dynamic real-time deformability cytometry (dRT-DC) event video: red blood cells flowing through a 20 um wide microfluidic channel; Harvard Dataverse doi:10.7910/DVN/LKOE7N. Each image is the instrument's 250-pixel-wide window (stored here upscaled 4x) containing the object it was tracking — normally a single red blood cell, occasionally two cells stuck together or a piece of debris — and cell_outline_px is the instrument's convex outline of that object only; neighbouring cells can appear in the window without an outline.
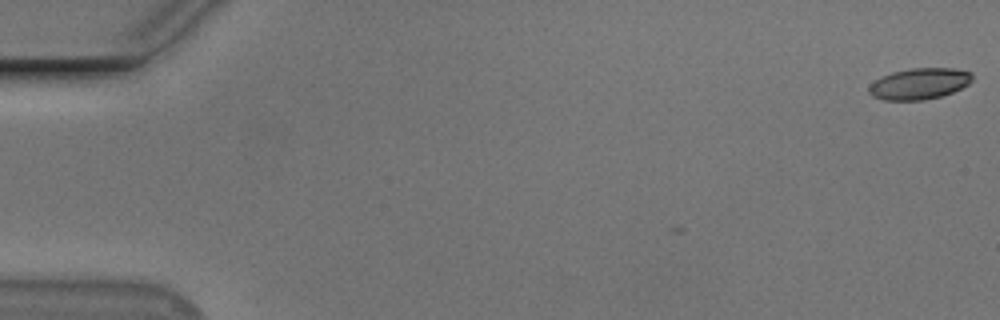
{"species": "Egyptian fruit bat (a non-hibernating species)", "species_latin": "Rousettus aegyptiacus", "temperature_condition": "cold", "stored_images_in_passage": 6, "camera_frame_rate_fps": 3000, "um_per_image_px": 0.085, "animal": {"sex": "male"}, "frame": {"image": 1, "passage_image": 1, "time_ms": 0.0, "image_size_px": [1000, 320], "cell_outline_px": [[972, 80], [968, 84], [952, 92], [940, 96], [924, 100], [884, 100], [872, 96], [868, 92], [868, 88], [876, 80], [892, 72], [912, 68], [956, 68], [972, 72]], "centroid_in_image_um": [78.16, 7.11], "position_along_channel_um": 6.8, "area_um2": 18.67}}